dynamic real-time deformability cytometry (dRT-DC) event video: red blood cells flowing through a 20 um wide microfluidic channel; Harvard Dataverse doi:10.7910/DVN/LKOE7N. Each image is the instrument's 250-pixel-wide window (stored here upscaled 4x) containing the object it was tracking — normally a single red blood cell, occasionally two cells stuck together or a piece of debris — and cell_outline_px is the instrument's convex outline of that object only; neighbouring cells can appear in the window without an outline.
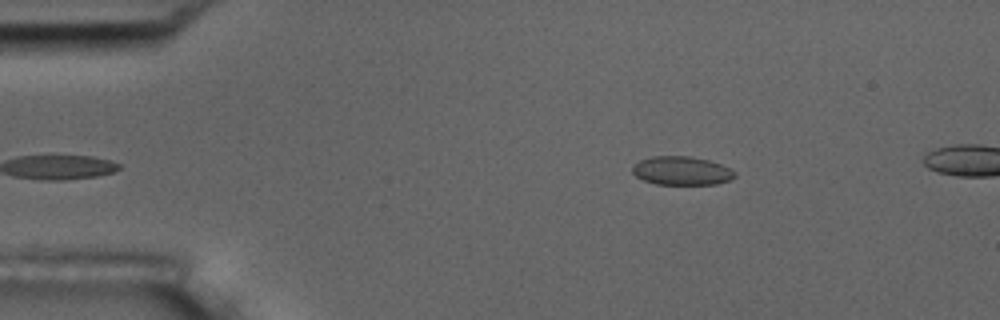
{"species": "common noctule bat (a hibernating species)", "species_latin": "Nyctalus noctula", "temperature_condition": "room temperature", "stored_images_in_passage": 5, "camera_frame_rate_fps": 3000, "um_per_image_px": 0.085, "animal": {"sex": "male", "body_mass_g": 17.5, "forearm_length_mm": 52.3}, "frame": {"image": 1, "passage_image": 5, "time_ms": 4.667, "image_size_px": [1000, 320], "cell_outline_px": [[736, 176], [728, 180], [716, 184], [656, 184], [644, 180], [636, 176], [632, 172], [632, 164], [640, 160], [652, 156], [692, 156], [708, 160], [720, 164], [736, 172]], "centroid_in_image_um": [57.91, 14.5], "position_along_channel_um": 27.1, "area_um2": 17.05}}